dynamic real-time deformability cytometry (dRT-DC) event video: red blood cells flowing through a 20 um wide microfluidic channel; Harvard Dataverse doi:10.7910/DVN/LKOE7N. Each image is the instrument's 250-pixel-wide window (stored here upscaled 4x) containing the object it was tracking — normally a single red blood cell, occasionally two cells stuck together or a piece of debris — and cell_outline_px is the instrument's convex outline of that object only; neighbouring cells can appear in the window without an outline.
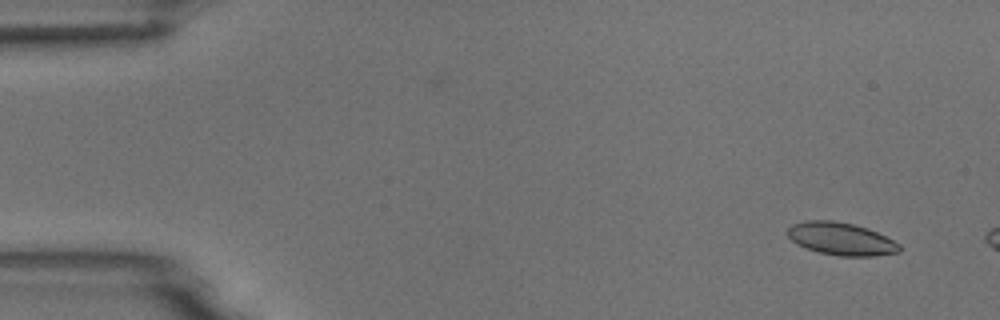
{"species": "common noctule bat (a hibernating species)", "species_latin": "Nyctalus noctula", "temperature_condition": "room temperature", "stored_images_in_passage": 3, "camera_frame_rate_fps": 3000, "um_per_image_px": 0.085, "animal": {"sex": "male", "body_mass_g": 18.8}, "frame": {"image": 1, "passage_image": 1, "time_ms": 0.0, "image_size_px": [1000, 320], "cell_outline_px": [[900, 252], [876, 256], [840, 256], [820, 252], [796, 244], [784, 232], [792, 224], [808, 220], [832, 220], [852, 224], [868, 228], [900, 244]], "centroid_in_image_um": [71.47, 20.3], "position_along_channel_um": 13.5, "area_um2": 21.21}}